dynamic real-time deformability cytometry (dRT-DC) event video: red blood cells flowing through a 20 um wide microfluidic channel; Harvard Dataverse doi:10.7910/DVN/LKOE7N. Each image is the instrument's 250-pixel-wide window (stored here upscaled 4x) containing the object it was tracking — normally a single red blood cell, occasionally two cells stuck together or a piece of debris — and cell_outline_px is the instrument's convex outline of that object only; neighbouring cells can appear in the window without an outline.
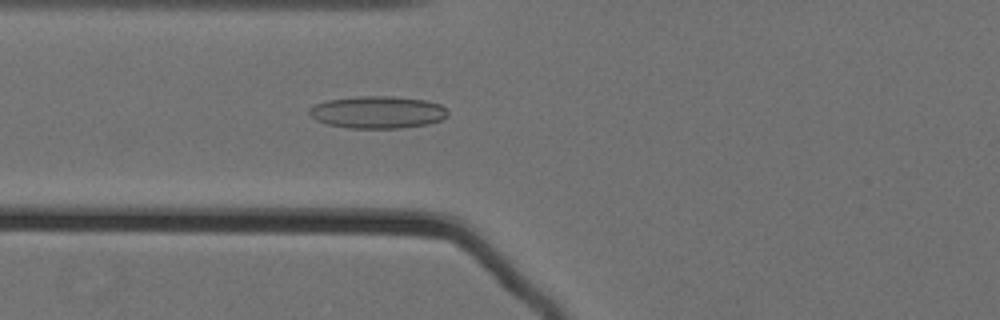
{"species": "Egyptian fruit bat (a non-hibernating species)", "species_latin": "Rousettus aegyptiacus", "temperature_condition": "cold", "stored_images_in_passage": 50, "camera_frame_rate_fps": 3000, "um_per_image_px": 0.085, "animal": {"sex": "female"}, "frame": {"image": 1, "passage_image": 17, "time_ms": 5.333, "image_size_px": [1000, 320], "cell_outline_px": [[448, 116], [440, 120], [428, 124], [400, 128], [348, 128], [328, 124], [316, 120], [308, 112], [308, 108], [316, 104], [328, 100], [360, 96], [392, 96], [428, 100], [440, 104], [448, 108]], "centroid_in_image_um": [32.14, 9.53], "position_along_channel_um": 93.7, "area_um2": 26.18}}
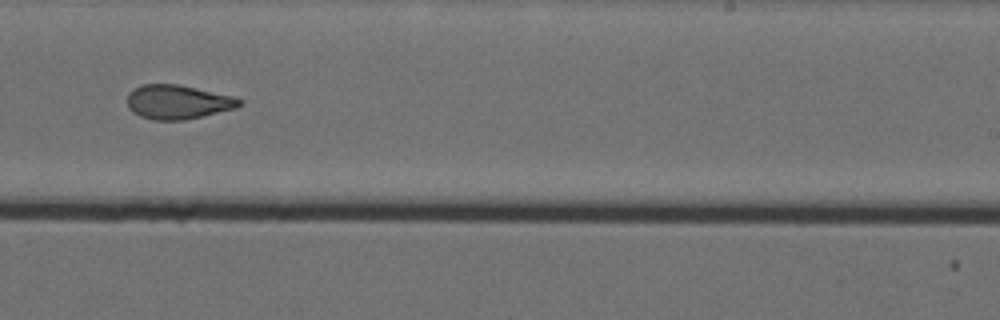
{"frame": {"image": 2, "passage_image": 32, "time_ms": 10.333, "image_size_px": [1000, 320], "cell_outline_px": [[240, 104], [236, 108], [184, 120], [152, 120], [140, 116], [132, 112], [128, 108], [128, 92], [140, 84], [176, 84], [236, 96], [240, 100]], "centroid_in_image_um": [15.08, 8.66], "position_along_channel_um": 273.9, "area_um2": 22.31}}
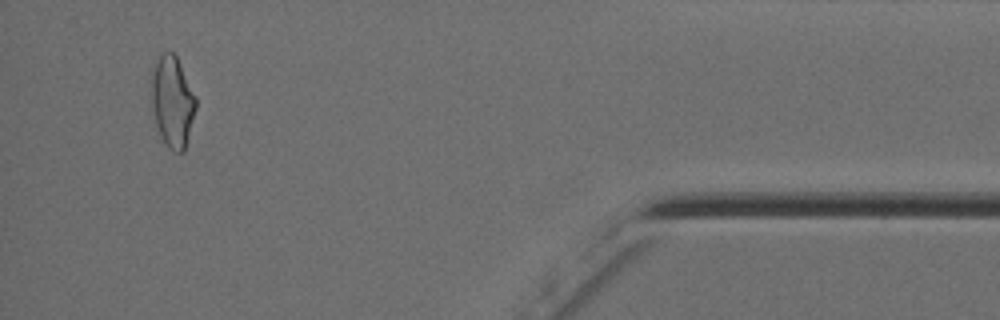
{"frame": {"image": 3, "passage_image": 48, "time_ms": 15.667, "image_size_px": [1000, 320], "cell_outline_px": [[196, 108], [184, 152], [172, 152], [168, 148], [160, 136], [156, 124], [152, 108], [152, 72], [160, 56], [164, 52], [172, 52], [176, 56], [196, 96]], "centroid_in_image_um": [14.67, 8.69], "position_along_channel_um": 420.5, "area_um2": 23.29}, "authors_computed_cell_mechanics": {"area_um2": 23.0911, "velocity_mm_per_s": 3.5925, "shape_relaxation_time_tau1_ms": null, "shape_relaxation_time_tau2_ms": 2.1212, "deformation_change_tau1": null, "deformation_change_tau2": 0.0892}}